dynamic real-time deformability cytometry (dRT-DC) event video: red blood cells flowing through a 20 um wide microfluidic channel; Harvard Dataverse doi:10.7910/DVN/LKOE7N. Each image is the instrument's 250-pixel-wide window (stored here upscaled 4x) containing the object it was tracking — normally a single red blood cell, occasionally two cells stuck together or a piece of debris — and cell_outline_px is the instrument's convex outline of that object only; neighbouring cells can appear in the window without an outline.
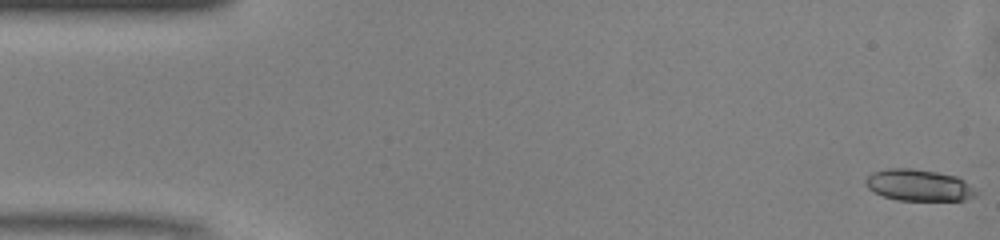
{"species": "common noctule bat (a hibernating species)", "species_latin": "Nyctalus noctula", "temperature_condition": "warm", "stored_images_in_passage": 16, "camera_frame_rate_fps": 3000, "um_per_image_px": 0.085, "animal": {"sex": "male", "body_mass_g": 13.0, "forearm_length_mm": 53.1}, "frame": {"image": 1, "passage_image": 1, "time_ms": 0.0, "image_size_px": [1000, 240], "cell_outline_px": [[980, 196], [964, 200], [896, 200], [872, 192], [864, 184], [864, 180], [872, 172], [888, 168], [908, 168], [936, 172], [956, 176], [964, 180], [976, 188], [980, 192]], "centroid_in_image_um": [78.13, 15.75], "position_along_channel_um": 6.9, "area_um2": 20.63}}
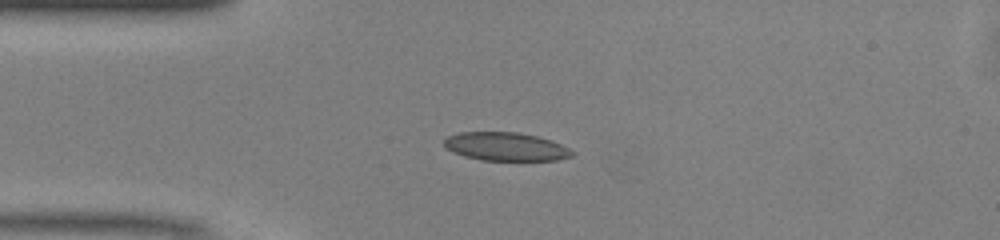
{"frame": {"image": 2, "passage_image": 12, "time_ms": 3.667, "image_size_px": [1000, 240], "cell_outline_px": [[576, 152], [572, 156], [556, 160], [480, 160], [464, 156], [448, 148], [444, 144], [444, 140], [448, 136], [460, 132], [516, 132], [536, 136], [552, 140]], "centroid_in_image_um": [43.02, 12.46], "position_along_channel_um": 42.0, "area_um2": 20.98}}